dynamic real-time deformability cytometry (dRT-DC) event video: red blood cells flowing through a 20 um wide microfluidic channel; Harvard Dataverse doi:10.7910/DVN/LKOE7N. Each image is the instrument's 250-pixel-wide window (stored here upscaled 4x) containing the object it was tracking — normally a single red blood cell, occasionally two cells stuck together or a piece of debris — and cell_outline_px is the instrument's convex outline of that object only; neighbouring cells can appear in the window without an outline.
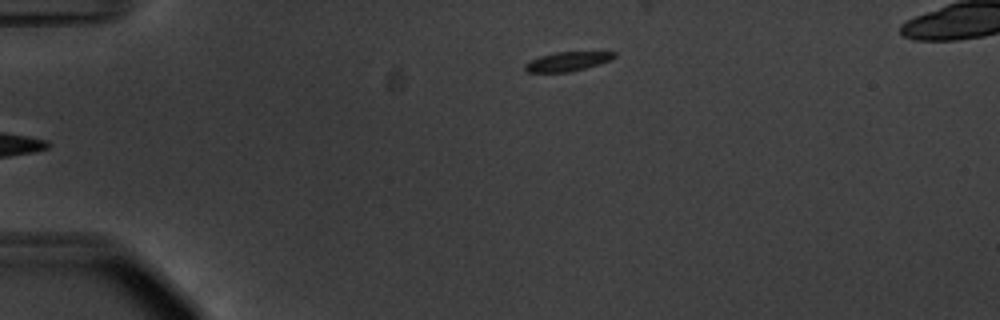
{"species": "common noctule bat (a hibernating species)", "species_latin": "Nyctalus noctula", "temperature_condition": "warm", "stored_images_in_passage": 37, "camera_frame_rate_fps": 3000, "um_per_image_px": 0.085, "animal": {"sex": "male", "body_mass_g": 20.1, "forearm_length_mm": 53.5}, "frame": {"image": 1, "passage_image": 1, "time_ms": 0.0, "image_size_px": [1000, 320], "cell_outline_px": [[616, 56], [612, 60], [584, 68], [568, 72], [524, 72], [524, 64], [528, 60], [540, 56], [556, 52], [616, 52]], "centroid_in_image_um": [48.18, 5.22], "position_along_channel_um": 36.8, "area_um2": 10.0}}
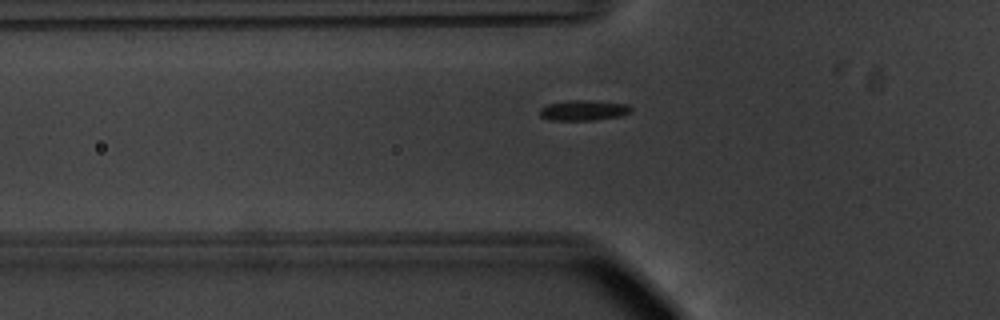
{"frame": {"image": 2, "passage_image": 8, "time_ms": 2.333, "image_size_px": [1000, 320], "cell_outline_px": [[632, 112], [620, 116], [592, 120], [548, 120], [540, 116], [540, 108], [548, 104], [568, 100], [588, 100], [628, 104], [632, 108]], "centroid_in_image_um": [49.6, 9.37], "position_along_channel_um": 76.2, "area_um2": 10.87}}
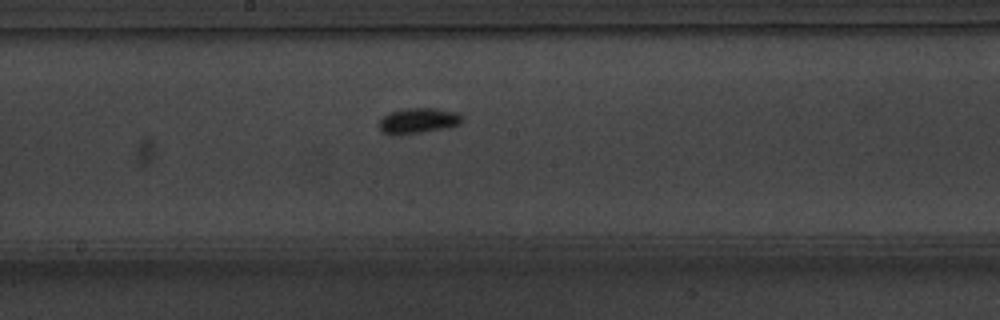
{"frame": {"image": 3, "passage_image": 19, "time_ms": 6.0, "image_size_px": [1000, 320], "cell_outline_px": [[464, 120], [460, 124], [448, 128], [400, 136], [392, 136], [380, 132], [380, 120], [388, 112], [408, 108], [432, 108], [460, 112], [464, 116]], "centroid_in_image_um": [35.58, 10.28], "position_along_channel_um": 212.6, "area_um2": 12.83}, "authors_computed_cell_mechanics": {"area_um2": 10.8664, "velocity_mm_per_s": 3.7019, "shape_relaxation_time_tau1_ms": 2.0131, "shape_relaxation_time_tau2_ms": null, "deformation_change_tau1": 0.0733, "deformation_change_tau2": null}}